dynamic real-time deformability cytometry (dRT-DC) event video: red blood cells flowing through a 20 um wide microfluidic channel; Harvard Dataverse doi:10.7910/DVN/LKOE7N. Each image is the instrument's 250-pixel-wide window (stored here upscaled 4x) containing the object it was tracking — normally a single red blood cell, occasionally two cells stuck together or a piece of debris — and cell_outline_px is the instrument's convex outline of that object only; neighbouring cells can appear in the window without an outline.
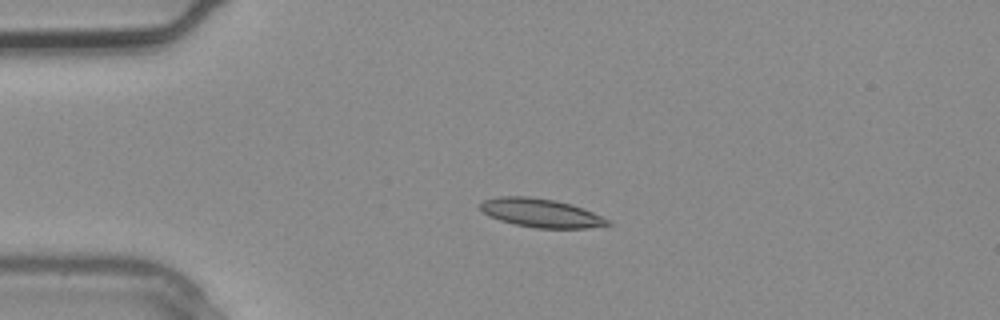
{"species": "common noctule bat (a hibernating species)", "species_latin": "Nyctalus noctula", "temperature_condition": "warm", "stored_images_in_passage": 2, "camera_frame_rate_fps": 3000, "um_per_image_px": 0.085, "animal": {"sex": "male", "body_mass_g": 20.4}, "frame": {"image": 1, "passage_image": 1, "time_ms": 0.0, "image_size_px": [1000, 320], "cell_outline_px": [[612, 224], [588, 228], [536, 228], [516, 224], [500, 220], [488, 216], [480, 208], [480, 204], [484, 200], [500, 196], [528, 196], [556, 200], [572, 204], [592, 212], [608, 220]], "centroid_in_image_um": [45.96, 18.09], "position_along_channel_um": 39.0, "area_um2": 21.1}}
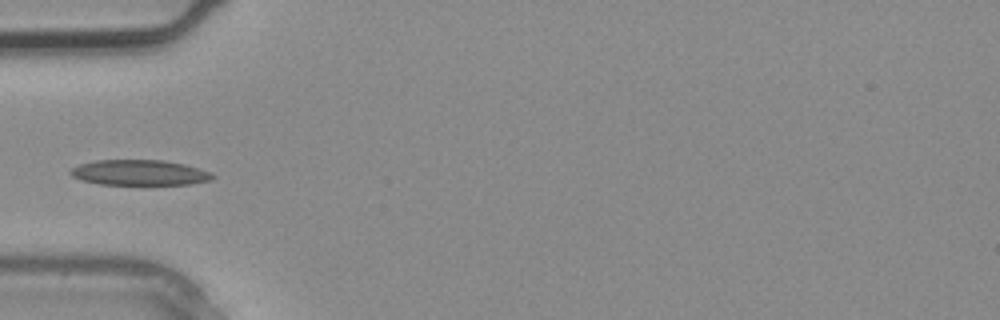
{"frame": {"image": 2, "passage_image": 2, "time_ms": 0.333, "image_size_px": [1000, 320], "cell_outline_px": [[216, 176], [212, 180], [188, 184], [100, 184], [80, 180], [72, 176], [68, 172], [72, 168], [80, 164], [96, 160], [164, 160], [184, 164], [212, 172]], "centroid_in_image_um": [11.86, 14.67], "position_along_channel_um": 73.1, "area_um2": 21.04}}